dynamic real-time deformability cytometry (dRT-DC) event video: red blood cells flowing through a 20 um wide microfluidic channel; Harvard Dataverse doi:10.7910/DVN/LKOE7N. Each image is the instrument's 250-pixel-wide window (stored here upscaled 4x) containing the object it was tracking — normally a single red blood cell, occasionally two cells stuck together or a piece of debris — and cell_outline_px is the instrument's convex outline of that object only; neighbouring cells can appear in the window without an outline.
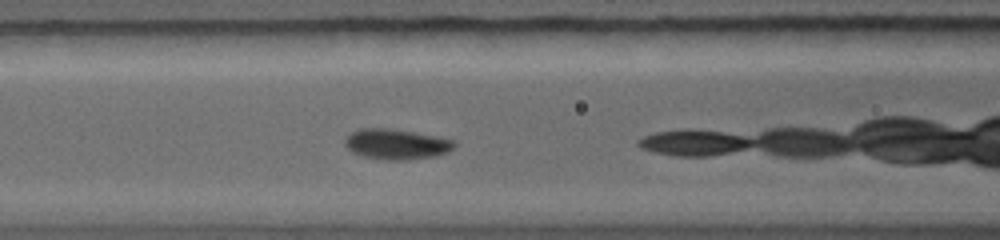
{"species": "common noctule bat (a hibernating species)", "species_latin": "Nyctalus noctula", "temperature_condition": "warm", "stored_images_in_passage": 10, "camera_frame_rate_fps": 5000, "um_per_image_px": 0.085, "animal": {"sex": "female", "body_mass_g": 19.0, "forearm_length_mm": 56.7}, "frame": {"image": 1, "passage_image": 5, "time_ms": 1.6, "image_size_px": [1000, 240], "cell_outline_px": [[452, 144], [448, 148], [440, 152], [424, 156], [372, 156], [360, 152], [352, 148], [348, 144], [348, 140], [356, 132], [372, 128], [380, 128], [404, 132], [448, 140]], "centroid_in_image_um": [33.64, 12.19], "position_along_channel_um": 133.0, "area_um2": 15.37}}